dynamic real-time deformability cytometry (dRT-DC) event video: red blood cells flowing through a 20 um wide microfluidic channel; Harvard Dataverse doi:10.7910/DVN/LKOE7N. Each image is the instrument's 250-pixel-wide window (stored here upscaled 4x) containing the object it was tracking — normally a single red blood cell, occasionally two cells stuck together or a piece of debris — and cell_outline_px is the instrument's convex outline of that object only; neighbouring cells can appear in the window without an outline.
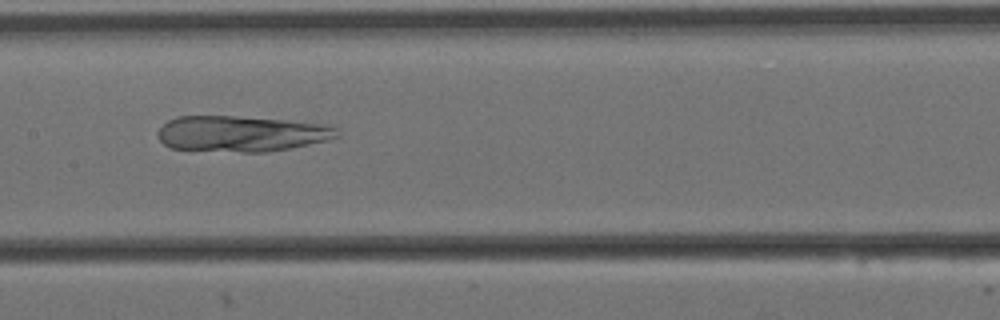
{"species": "Egyptian fruit bat (a non-hibernating species)", "species_latin": "Rousettus aegyptiacus", "temperature_condition": "cold", "stored_images_in_passage": 9, "camera_frame_rate_fps": 3000, "um_per_image_px": 0.085, "animal": {"sex": "female"}, "frame": {"image": 1, "passage_image": 8, "time_ms": 2.333, "image_size_px": [1000, 320], "cell_outline_px": [[340, 136], [328, 140], [268, 152], [244, 152], [172, 148], [164, 144], [160, 140], [156, 132], [168, 120], [176, 116], [232, 116], [284, 120], [328, 124], [336, 128]], "centroid_in_image_um": [20.52, 11.36], "position_along_channel_um": 186.9, "area_um2": 37.22}}
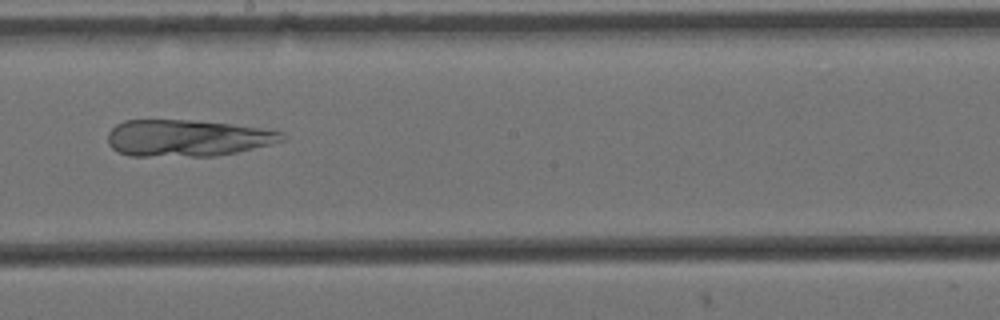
{"frame": {"image": 2, "passage_image": 9, "time_ms": 2.667, "image_size_px": [1000, 320], "cell_outline_px": [[284, 140], [236, 152], [212, 156], [128, 156], [112, 148], [108, 144], [108, 132], [116, 124], [124, 120], [192, 120], [228, 124], [260, 128], [284, 132]], "centroid_in_image_um": [15.85, 11.73], "position_along_channel_um": 232.4, "area_um2": 36.99}}